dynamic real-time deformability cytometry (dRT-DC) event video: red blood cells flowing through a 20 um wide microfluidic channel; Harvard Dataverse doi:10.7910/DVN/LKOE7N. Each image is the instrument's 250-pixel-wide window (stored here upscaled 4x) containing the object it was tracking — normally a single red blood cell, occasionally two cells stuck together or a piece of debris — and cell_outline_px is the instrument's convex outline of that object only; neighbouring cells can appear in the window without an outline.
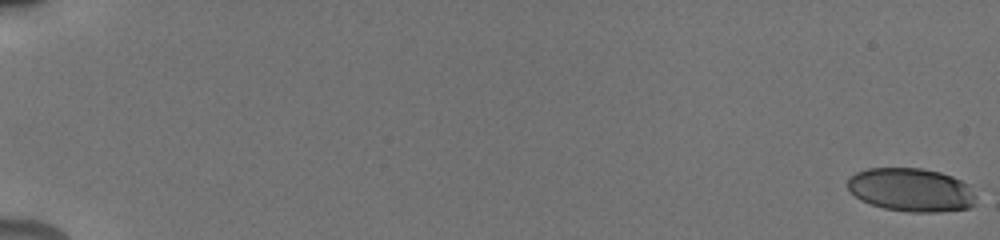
{"species": "human", "species_latin": "Homo sapiens", "temperature_condition": "cold", "stored_images_in_passage": 51, "camera_frame_rate_fps": 3000, "um_per_image_px": 0.085, "donor": {"sex": "male"}, "frame": {"image": 1, "passage_image": 1, "time_ms": 0.0, "image_size_px": [1000, 240], "cell_outline_px": [[976, 204], [968, 208], [936, 212], [908, 212], [884, 208], [860, 200], [848, 188], [848, 176], [856, 172], [868, 168], [920, 168], [940, 172], [952, 176], [968, 184], [976, 196]], "centroid_in_image_um": [77.46, 16.13], "position_along_channel_um": 7.5, "area_um2": 32.6}}
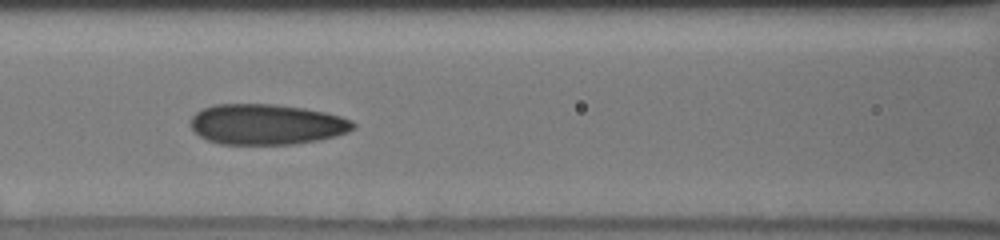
{"frame": {"image": 2, "passage_image": 37, "time_ms": 9.0, "image_size_px": [1000, 240], "cell_outline_px": [[356, 128], [348, 132], [336, 136], [320, 140], [292, 144], [220, 144], [208, 140], [200, 136], [192, 128], [192, 116], [196, 112], [204, 108], [216, 104], [272, 104], [304, 108], [324, 112], [340, 116], [352, 120], [356, 124]], "centroid_in_image_um": [22.7, 10.57], "position_along_channel_um": 143.9, "area_um2": 38.38}}
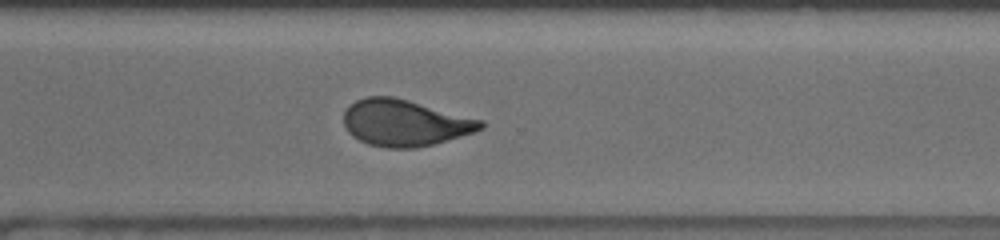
{"frame": {"image": 3, "passage_image": 51, "time_ms": 14.0, "image_size_px": [1000, 240], "cell_outline_px": [[484, 128], [476, 132], [432, 144], [416, 148], [388, 148], [368, 144], [352, 136], [348, 132], [344, 124], [344, 112], [356, 100], [368, 96], [392, 96], [408, 100], [484, 120]], "centroid_in_image_um": [34.43, 10.44], "position_along_channel_um": 336.2, "area_um2": 36.99}}